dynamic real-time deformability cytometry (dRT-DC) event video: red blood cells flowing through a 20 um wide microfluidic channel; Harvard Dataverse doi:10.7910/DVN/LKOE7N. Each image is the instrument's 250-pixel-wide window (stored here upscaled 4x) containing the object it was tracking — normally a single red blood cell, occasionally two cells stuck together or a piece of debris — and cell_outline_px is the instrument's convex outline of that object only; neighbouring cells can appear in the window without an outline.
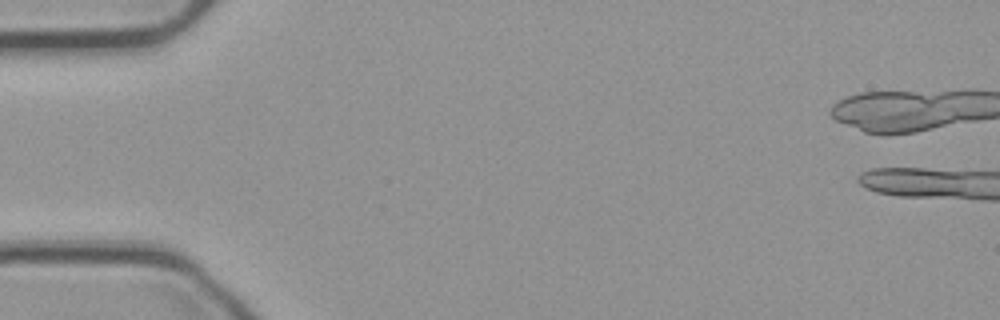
{"species": "common noctule bat (a hibernating species)", "species_latin": "Nyctalus noctula", "temperature_condition": "cold", "stored_images_in_passage": 8, "camera_frame_rate_fps": 3000, "um_per_image_px": 0.085, "animal": {"sex": "male", "body_mass_g": 23.1, "forearm_length_mm": 52.7}, "frame": {"image": 1, "passage_image": 2, "time_ms": 0.333, "image_size_px": [1000, 320], "cell_outline_px": [[960, 192], [884, 192], [872, 188], [892, 168], [904, 168], [944, 172], [956, 176]], "centroid_in_image_um": [77.96, 15.43], "position_along_channel_um": 7.0, "area_um2": 12.08}}